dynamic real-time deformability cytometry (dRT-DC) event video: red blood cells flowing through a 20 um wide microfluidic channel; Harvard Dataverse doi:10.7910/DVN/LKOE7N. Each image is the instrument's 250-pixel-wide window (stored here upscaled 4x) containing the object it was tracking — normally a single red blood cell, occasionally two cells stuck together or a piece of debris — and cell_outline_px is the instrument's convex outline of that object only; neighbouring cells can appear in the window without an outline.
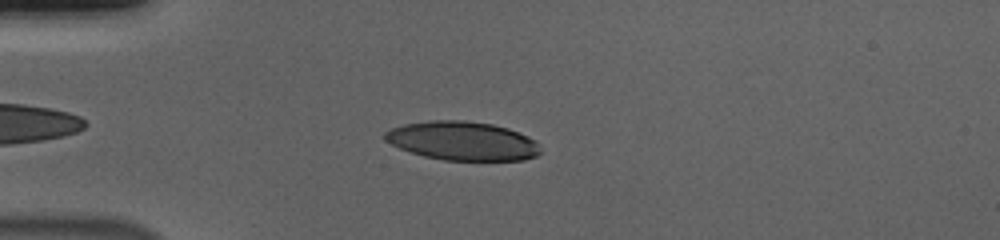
{"species": "human", "species_latin": "Homo sapiens", "temperature_condition": "cold", "stored_images_in_passage": 47, "camera_frame_rate_fps": 3000, "um_per_image_px": 0.085, "donor": {"sex": "male"}, "frame": {"image": 1, "passage_image": 6, "time_ms": 1.667, "image_size_px": [1000, 240], "cell_outline_px": [[540, 152], [536, 156], [524, 160], [444, 160], [424, 156], [400, 148], [384, 140], [384, 132], [392, 128], [404, 124], [428, 120], [464, 120], [492, 124], [508, 128], [528, 136], [536, 140]], "centroid_in_image_um": [39.31, 11.97], "position_along_channel_um": 45.7, "area_um2": 35.14}}
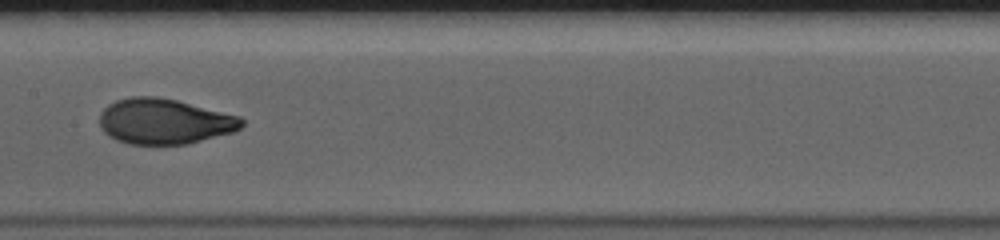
{"frame": {"image": 2, "passage_image": 20, "time_ms": 6.333, "image_size_px": [1000, 240], "cell_outline_px": [[244, 124], [240, 128], [232, 132], [188, 144], [128, 144], [116, 140], [108, 136], [104, 132], [100, 124], [100, 112], [108, 104], [116, 100], [132, 96], [156, 96], [176, 100], [240, 116], [244, 120]], "centroid_in_image_um": [13.95, 10.31], "position_along_channel_um": 193.4, "area_um2": 37.69}}
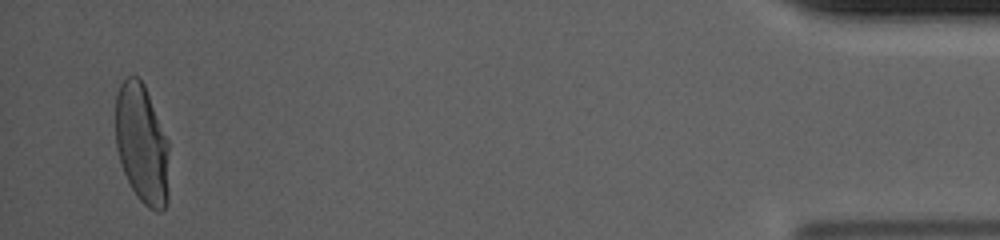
{"frame": {"image": 3, "passage_image": 45, "time_ms": 14.667, "image_size_px": [1000, 240], "cell_outline_px": [[168, 200], [164, 208], [160, 212], [156, 212], [148, 208], [136, 196], [120, 164], [116, 148], [116, 92], [120, 84], [128, 76], [136, 76], [144, 84], [168, 140]], "centroid_in_image_um": [12.06, 12.26], "position_along_channel_um": 423.1, "area_um2": 37.45}, "authors_computed_cell_mechanics": {"area_um2": 37.1076, "velocity_mm_per_s": 3.6898, "shape_relaxation_time_tau1_ms": 4.4111, "shape_relaxation_time_tau2_ms": null, "deformation_change_tau1": 0.2161, "deformation_change_tau2": null}}